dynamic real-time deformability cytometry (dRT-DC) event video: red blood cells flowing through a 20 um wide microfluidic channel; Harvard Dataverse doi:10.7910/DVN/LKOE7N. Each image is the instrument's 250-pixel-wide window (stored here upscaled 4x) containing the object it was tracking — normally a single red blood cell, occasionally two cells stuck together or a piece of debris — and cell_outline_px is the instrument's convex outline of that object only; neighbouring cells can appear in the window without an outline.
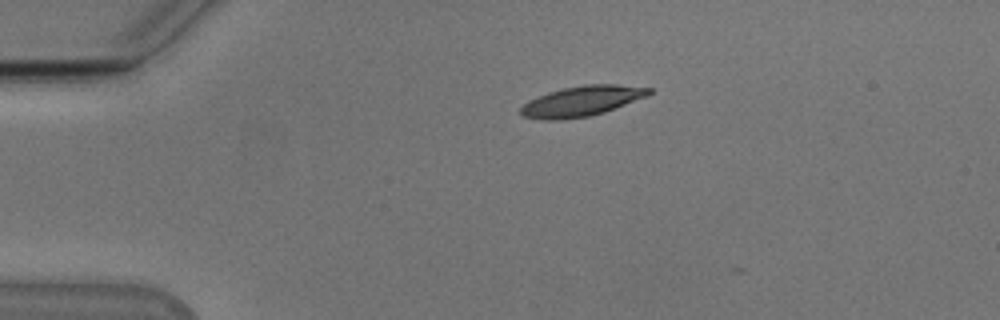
{"species": "Egyptian fruit bat (a non-hibernating species)", "species_latin": "Rousettus aegyptiacus", "temperature_condition": "cold", "stored_images_in_passage": 2, "camera_frame_rate_fps": 3000, "um_per_image_px": 0.085, "animal": {"sex": "male"}, "frame": {"image": 1, "passage_image": 1, "time_ms": 0.0, "image_size_px": [1000, 320], "cell_outline_px": [[652, 92], [648, 96], [604, 112], [588, 116], [560, 120], [540, 120], [524, 116], [520, 112], [520, 108], [528, 100], [548, 92], [564, 88], [584, 84], [616, 84], [652, 88]], "centroid_in_image_um": [49.45, 8.59], "position_along_channel_um": 35.5, "area_um2": 22.6}}